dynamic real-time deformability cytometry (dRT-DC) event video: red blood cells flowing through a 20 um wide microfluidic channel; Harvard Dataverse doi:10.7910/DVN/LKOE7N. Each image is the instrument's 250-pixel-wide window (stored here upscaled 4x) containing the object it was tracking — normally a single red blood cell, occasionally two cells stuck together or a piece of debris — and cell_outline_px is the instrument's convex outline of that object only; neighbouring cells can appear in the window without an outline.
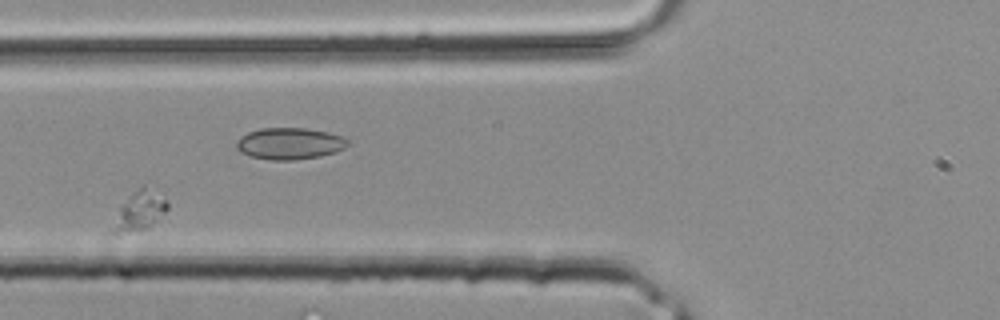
{"species": "common noctule bat (a hibernating species)", "species_latin": "Nyctalus noctula", "temperature_condition": "room temperature", "stored_images_in_passage": 5, "camera_frame_rate_fps": 3000, "um_per_image_px": 0.085, "animal": {"sex": "male", "body_mass_g": 20.4}, "frame": {"image": 1, "passage_image": 5, "time_ms": 1.333, "image_size_px": [1000, 320], "cell_outline_px": [[168, 208], [148, 228], [120, 236], [112, 232], [108, 228], [120, 208], [144, 184], [164, 192], [168, 204]], "centroid_in_image_um": [11.87, 17.96], "position_along_channel_um": 113.9, "area_um2": 12.83}}